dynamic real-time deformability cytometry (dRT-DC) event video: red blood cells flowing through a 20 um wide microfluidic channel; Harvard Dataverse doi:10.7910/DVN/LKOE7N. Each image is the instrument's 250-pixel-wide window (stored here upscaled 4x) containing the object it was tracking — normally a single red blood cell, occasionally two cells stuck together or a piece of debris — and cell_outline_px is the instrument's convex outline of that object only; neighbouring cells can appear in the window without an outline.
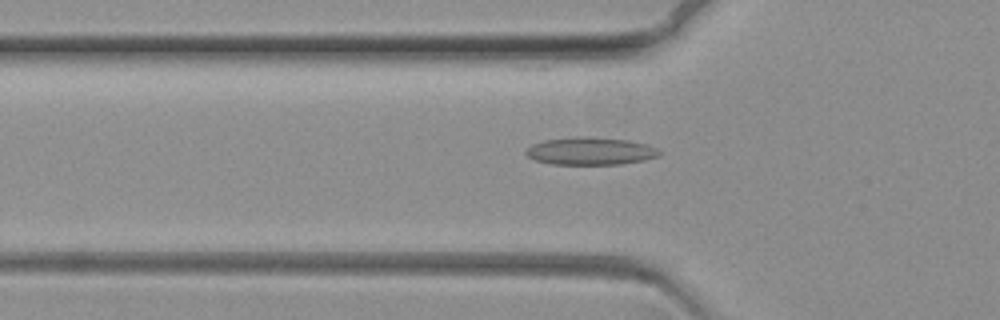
{"species": "common noctule bat (a hibernating species)", "species_latin": "Nyctalus noctula", "temperature_condition": "warm", "stored_images_in_passage": 69, "camera_frame_rate_fps": 3000, "um_per_image_px": 0.085, "animal": {"sex": "female", "body_mass_g": 19.3, "forearm_length_mm": 54.1}, "frame": {"image": 1, "passage_image": 23, "time_ms": 7.333, "image_size_px": [1000, 320], "cell_outline_px": [[660, 152], [656, 156], [644, 160], [620, 164], [552, 164], [536, 160], [528, 156], [524, 152], [532, 144], [544, 140], [576, 136], [584, 136], [628, 140], [648, 144], [656, 148]], "centroid_in_image_um": [50.17, 12.83], "position_along_channel_um": 75.6, "area_um2": 21.33}}
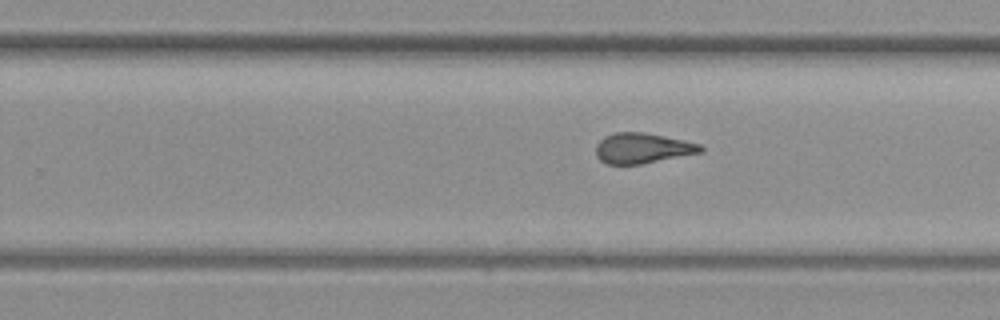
{"frame": {"image": 2, "passage_image": 43, "time_ms": 14.0, "image_size_px": [1000, 320], "cell_outline_px": [[704, 152], [640, 164], [608, 164], [600, 160], [596, 156], [596, 144], [604, 136], [616, 132], [644, 132], [700, 144], [704, 148]], "centroid_in_image_um": [54.59, 12.6], "position_along_channel_um": 275.2, "area_um2": 18.44}}
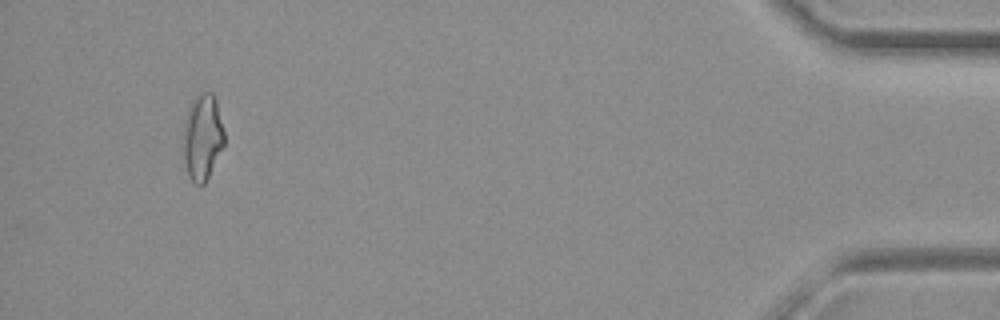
{"frame": {"image": 3, "passage_image": 65, "time_ms": 21.333, "image_size_px": [1000, 320], "cell_outline_px": [[224, 144], [204, 184], [196, 184], [188, 176], [180, 144], [184, 124], [188, 108], [192, 100], [200, 92], [212, 92], [216, 96], [224, 132]], "centroid_in_image_um": [17.17, 11.62], "position_along_channel_um": 418.0, "area_um2": 20.92}}